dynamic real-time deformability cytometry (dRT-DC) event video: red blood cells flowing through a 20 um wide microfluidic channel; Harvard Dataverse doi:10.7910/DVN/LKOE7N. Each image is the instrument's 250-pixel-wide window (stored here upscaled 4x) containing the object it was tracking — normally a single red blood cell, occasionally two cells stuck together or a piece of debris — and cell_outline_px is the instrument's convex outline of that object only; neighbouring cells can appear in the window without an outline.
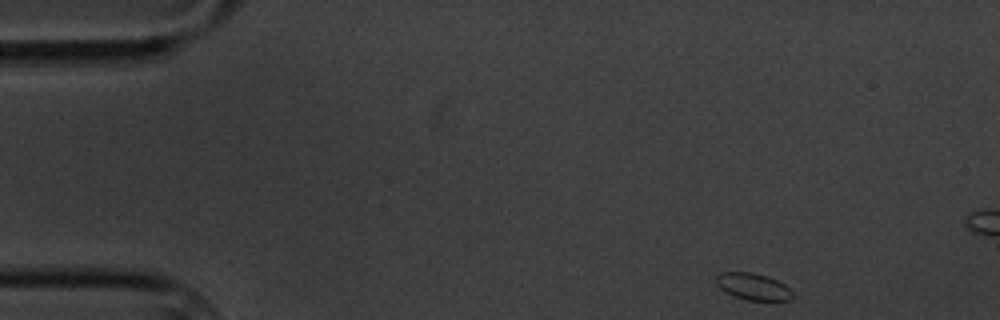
{"species": "common noctule bat (a hibernating species)", "species_latin": "Nyctalus noctula", "temperature_condition": "cold", "stored_images_in_passage": 4, "camera_frame_rate_fps": 3000, "um_per_image_px": 0.085, "animal": {"sex": "male", "body_mass_g": 20.1, "forearm_length_mm": 53.5}, "frame": {"image": 1, "passage_image": 1, "time_ms": 0.0, "image_size_px": [1000, 320], "cell_outline_px": [[792, 300], [748, 300], [736, 296], [720, 288], [716, 284], [716, 276], [720, 272], [752, 272], [768, 276], [784, 284], [792, 292]], "centroid_in_image_um": [64.01, 24.34], "position_along_channel_um": 21.0, "area_um2": 11.73}}